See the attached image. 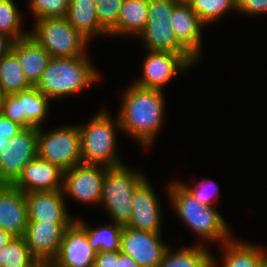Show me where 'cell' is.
<instances>
[{
    "label": "cell",
    "instance_id": "obj_6",
    "mask_svg": "<svg viewBox=\"0 0 267 267\" xmlns=\"http://www.w3.org/2000/svg\"><path fill=\"white\" fill-rule=\"evenodd\" d=\"M34 29L29 31L53 58L87 56L89 42L75 30L65 17L34 20ZM86 54V55H85Z\"/></svg>",
    "mask_w": 267,
    "mask_h": 267
},
{
    "label": "cell",
    "instance_id": "obj_19",
    "mask_svg": "<svg viewBox=\"0 0 267 267\" xmlns=\"http://www.w3.org/2000/svg\"><path fill=\"white\" fill-rule=\"evenodd\" d=\"M171 28L177 40L198 60L201 53L202 27L206 25L187 1L180 0L170 17Z\"/></svg>",
    "mask_w": 267,
    "mask_h": 267
},
{
    "label": "cell",
    "instance_id": "obj_32",
    "mask_svg": "<svg viewBox=\"0 0 267 267\" xmlns=\"http://www.w3.org/2000/svg\"><path fill=\"white\" fill-rule=\"evenodd\" d=\"M70 0H30L27 6L35 20L65 17Z\"/></svg>",
    "mask_w": 267,
    "mask_h": 267
},
{
    "label": "cell",
    "instance_id": "obj_22",
    "mask_svg": "<svg viewBox=\"0 0 267 267\" xmlns=\"http://www.w3.org/2000/svg\"><path fill=\"white\" fill-rule=\"evenodd\" d=\"M236 240L233 238L223 243L222 267H262L267 256L266 248L252 242Z\"/></svg>",
    "mask_w": 267,
    "mask_h": 267
},
{
    "label": "cell",
    "instance_id": "obj_23",
    "mask_svg": "<svg viewBox=\"0 0 267 267\" xmlns=\"http://www.w3.org/2000/svg\"><path fill=\"white\" fill-rule=\"evenodd\" d=\"M171 249H166L157 267H216L217 262H220L201 243L177 249L178 251Z\"/></svg>",
    "mask_w": 267,
    "mask_h": 267
},
{
    "label": "cell",
    "instance_id": "obj_20",
    "mask_svg": "<svg viewBox=\"0 0 267 267\" xmlns=\"http://www.w3.org/2000/svg\"><path fill=\"white\" fill-rule=\"evenodd\" d=\"M11 52L22 66L26 79L34 87L52 57L30 35L14 41Z\"/></svg>",
    "mask_w": 267,
    "mask_h": 267
},
{
    "label": "cell",
    "instance_id": "obj_14",
    "mask_svg": "<svg viewBox=\"0 0 267 267\" xmlns=\"http://www.w3.org/2000/svg\"><path fill=\"white\" fill-rule=\"evenodd\" d=\"M71 224L29 221L23 238L38 261H53Z\"/></svg>",
    "mask_w": 267,
    "mask_h": 267
},
{
    "label": "cell",
    "instance_id": "obj_42",
    "mask_svg": "<svg viewBox=\"0 0 267 267\" xmlns=\"http://www.w3.org/2000/svg\"><path fill=\"white\" fill-rule=\"evenodd\" d=\"M5 94L3 93V91L0 89V112H1V109H2V105H3V102H4V99H5Z\"/></svg>",
    "mask_w": 267,
    "mask_h": 267
},
{
    "label": "cell",
    "instance_id": "obj_2",
    "mask_svg": "<svg viewBox=\"0 0 267 267\" xmlns=\"http://www.w3.org/2000/svg\"><path fill=\"white\" fill-rule=\"evenodd\" d=\"M88 56L51 58L34 86L49 99L80 93L98 82L100 74Z\"/></svg>",
    "mask_w": 267,
    "mask_h": 267
},
{
    "label": "cell",
    "instance_id": "obj_28",
    "mask_svg": "<svg viewBox=\"0 0 267 267\" xmlns=\"http://www.w3.org/2000/svg\"><path fill=\"white\" fill-rule=\"evenodd\" d=\"M37 261L23 237H13L0 250V267H32Z\"/></svg>",
    "mask_w": 267,
    "mask_h": 267
},
{
    "label": "cell",
    "instance_id": "obj_44",
    "mask_svg": "<svg viewBox=\"0 0 267 267\" xmlns=\"http://www.w3.org/2000/svg\"><path fill=\"white\" fill-rule=\"evenodd\" d=\"M262 267H267V256H266V258H265V260H264V262L262 264Z\"/></svg>",
    "mask_w": 267,
    "mask_h": 267
},
{
    "label": "cell",
    "instance_id": "obj_36",
    "mask_svg": "<svg viewBox=\"0 0 267 267\" xmlns=\"http://www.w3.org/2000/svg\"><path fill=\"white\" fill-rule=\"evenodd\" d=\"M24 127L0 113V144H7L9 139L16 136Z\"/></svg>",
    "mask_w": 267,
    "mask_h": 267
},
{
    "label": "cell",
    "instance_id": "obj_31",
    "mask_svg": "<svg viewBox=\"0 0 267 267\" xmlns=\"http://www.w3.org/2000/svg\"><path fill=\"white\" fill-rule=\"evenodd\" d=\"M123 0H95L100 27L108 36L118 35V18Z\"/></svg>",
    "mask_w": 267,
    "mask_h": 267
},
{
    "label": "cell",
    "instance_id": "obj_17",
    "mask_svg": "<svg viewBox=\"0 0 267 267\" xmlns=\"http://www.w3.org/2000/svg\"><path fill=\"white\" fill-rule=\"evenodd\" d=\"M65 196L62 190L26 193L28 220L44 223H73L76 218L69 214Z\"/></svg>",
    "mask_w": 267,
    "mask_h": 267
},
{
    "label": "cell",
    "instance_id": "obj_40",
    "mask_svg": "<svg viewBox=\"0 0 267 267\" xmlns=\"http://www.w3.org/2000/svg\"><path fill=\"white\" fill-rule=\"evenodd\" d=\"M12 238L13 236L9 232L0 229V250L4 248Z\"/></svg>",
    "mask_w": 267,
    "mask_h": 267
},
{
    "label": "cell",
    "instance_id": "obj_33",
    "mask_svg": "<svg viewBox=\"0 0 267 267\" xmlns=\"http://www.w3.org/2000/svg\"><path fill=\"white\" fill-rule=\"evenodd\" d=\"M180 183L204 206H214V202L219 199L220 192L218 191V187H216V183L212 180H208L206 177L198 184L196 183L194 188L183 182Z\"/></svg>",
    "mask_w": 267,
    "mask_h": 267
},
{
    "label": "cell",
    "instance_id": "obj_10",
    "mask_svg": "<svg viewBox=\"0 0 267 267\" xmlns=\"http://www.w3.org/2000/svg\"><path fill=\"white\" fill-rule=\"evenodd\" d=\"M38 128L21 130L9 139L0 157V184H12L23 168L38 156Z\"/></svg>",
    "mask_w": 267,
    "mask_h": 267
},
{
    "label": "cell",
    "instance_id": "obj_43",
    "mask_svg": "<svg viewBox=\"0 0 267 267\" xmlns=\"http://www.w3.org/2000/svg\"><path fill=\"white\" fill-rule=\"evenodd\" d=\"M6 144H0V157L2 155V150H4Z\"/></svg>",
    "mask_w": 267,
    "mask_h": 267
},
{
    "label": "cell",
    "instance_id": "obj_21",
    "mask_svg": "<svg viewBox=\"0 0 267 267\" xmlns=\"http://www.w3.org/2000/svg\"><path fill=\"white\" fill-rule=\"evenodd\" d=\"M65 18L88 41L97 35H108L98 22L95 0H70Z\"/></svg>",
    "mask_w": 267,
    "mask_h": 267
},
{
    "label": "cell",
    "instance_id": "obj_24",
    "mask_svg": "<svg viewBox=\"0 0 267 267\" xmlns=\"http://www.w3.org/2000/svg\"><path fill=\"white\" fill-rule=\"evenodd\" d=\"M149 0H123L118 18V35H137L143 32L148 20Z\"/></svg>",
    "mask_w": 267,
    "mask_h": 267
},
{
    "label": "cell",
    "instance_id": "obj_3",
    "mask_svg": "<svg viewBox=\"0 0 267 267\" xmlns=\"http://www.w3.org/2000/svg\"><path fill=\"white\" fill-rule=\"evenodd\" d=\"M169 199L181 221H184L200 239L221 244L232 240L225 219L214 208L202 205L185 187L175 181L168 187Z\"/></svg>",
    "mask_w": 267,
    "mask_h": 267
},
{
    "label": "cell",
    "instance_id": "obj_4",
    "mask_svg": "<svg viewBox=\"0 0 267 267\" xmlns=\"http://www.w3.org/2000/svg\"><path fill=\"white\" fill-rule=\"evenodd\" d=\"M97 113L86 125H78L82 163L121 166L124 162L116 152V133L121 129L119 119L117 117L114 121L105 109Z\"/></svg>",
    "mask_w": 267,
    "mask_h": 267
},
{
    "label": "cell",
    "instance_id": "obj_30",
    "mask_svg": "<svg viewBox=\"0 0 267 267\" xmlns=\"http://www.w3.org/2000/svg\"><path fill=\"white\" fill-rule=\"evenodd\" d=\"M13 0H0V32L12 37L15 41L29 35L22 31V14Z\"/></svg>",
    "mask_w": 267,
    "mask_h": 267
},
{
    "label": "cell",
    "instance_id": "obj_7",
    "mask_svg": "<svg viewBox=\"0 0 267 267\" xmlns=\"http://www.w3.org/2000/svg\"><path fill=\"white\" fill-rule=\"evenodd\" d=\"M38 128V156L68 171L82 163L80 152V131L78 125L62 126L44 132Z\"/></svg>",
    "mask_w": 267,
    "mask_h": 267
},
{
    "label": "cell",
    "instance_id": "obj_16",
    "mask_svg": "<svg viewBox=\"0 0 267 267\" xmlns=\"http://www.w3.org/2000/svg\"><path fill=\"white\" fill-rule=\"evenodd\" d=\"M63 174L64 171L58 166L37 156L23 168L12 185L25 194L62 190Z\"/></svg>",
    "mask_w": 267,
    "mask_h": 267
},
{
    "label": "cell",
    "instance_id": "obj_8",
    "mask_svg": "<svg viewBox=\"0 0 267 267\" xmlns=\"http://www.w3.org/2000/svg\"><path fill=\"white\" fill-rule=\"evenodd\" d=\"M179 1L149 0L147 24L139 36L147 50L190 53L177 40L170 25L171 13Z\"/></svg>",
    "mask_w": 267,
    "mask_h": 267
},
{
    "label": "cell",
    "instance_id": "obj_12",
    "mask_svg": "<svg viewBox=\"0 0 267 267\" xmlns=\"http://www.w3.org/2000/svg\"><path fill=\"white\" fill-rule=\"evenodd\" d=\"M161 233L123 227L120 251L132 257L140 267H157L169 247L161 240Z\"/></svg>",
    "mask_w": 267,
    "mask_h": 267
},
{
    "label": "cell",
    "instance_id": "obj_27",
    "mask_svg": "<svg viewBox=\"0 0 267 267\" xmlns=\"http://www.w3.org/2000/svg\"><path fill=\"white\" fill-rule=\"evenodd\" d=\"M77 221L86 229L90 245L97 252L120 251L122 225L112 222V225L92 229L84 221Z\"/></svg>",
    "mask_w": 267,
    "mask_h": 267
},
{
    "label": "cell",
    "instance_id": "obj_1",
    "mask_svg": "<svg viewBox=\"0 0 267 267\" xmlns=\"http://www.w3.org/2000/svg\"><path fill=\"white\" fill-rule=\"evenodd\" d=\"M162 90L144 88L132 83L122 94L118 119L121 131L128 133L145 148L154 142L165 118Z\"/></svg>",
    "mask_w": 267,
    "mask_h": 267
},
{
    "label": "cell",
    "instance_id": "obj_29",
    "mask_svg": "<svg viewBox=\"0 0 267 267\" xmlns=\"http://www.w3.org/2000/svg\"><path fill=\"white\" fill-rule=\"evenodd\" d=\"M192 10L207 26L217 21L230 10L236 11V0H186ZM219 18V19H218Z\"/></svg>",
    "mask_w": 267,
    "mask_h": 267
},
{
    "label": "cell",
    "instance_id": "obj_15",
    "mask_svg": "<svg viewBox=\"0 0 267 267\" xmlns=\"http://www.w3.org/2000/svg\"><path fill=\"white\" fill-rule=\"evenodd\" d=\"M159 197L156 196L148 179L145 178L136 188L132 199V213L127 227L162 233V212Z\"/></svg>",
    "mask_w": 267,
    "mask_h": 267
},
{
    "label": "cell",
    "instance_id": "obj_5",
    "mask_svg": "<svg viewBox=\"0 0 267 267\" xmlns=\"http://www.w3.org/2000/svg\"><path fill=\"white\" fill-rule=\"evenodd\" d=\"M121 166L109 167L105 172L101 202L112 222L122 225L129 223L132 213V199L138 185L146 178L141 171Z\"/></svg>",
    "mask_w": 267,
    "mask_h": 267
},
{
    "label": "cell",
    "instance_id": "obj_41",
    "mask_svg": "<svg viewBox=\"0 0 267 267\" xmlns=\"http://www.w3.org/2000/svg\"><path fill=\"white\" fill-rule=\"evenodd\" d=\"M32 267H55L52 261H37Z\"/></svg>",
    "mask_w": 267,
    "mask_h": 267
},
{
    "label": "cell",
    "instance_id": "obj_34",
    "mask_svg": "<svg viewBox=\"0 0 267 267\" xmlns=\"http://www.w3.org/2000/svg\"><path fill=\"white\" fill-rule=\"evenodd\" d=\"M0 113L26 128V118L24 112H22L21 101L15 94L5 96Z\"/></svg>",
    "mask_w": 267,
    "mask_h": 267
},
{
    "label": "cell",
    "instance_id": "obj_25",
    "mask_svg": "<svg viewBox=\"0 0 267 267\" xmlns=\"http://www.w3.org/2000/svg\"><path fill=\"white\" fill-rule=\"evenodd\" d=\"M32 87L12 52L0 60V89L5 95H14Z\"/></svg>",
    "mask_w": 267,
    "mask_h": 267
},
{
    "label": "cell",
    "instance_id": "obj_13",
    "mask_svg": "<svg viewBox=\"0 0 267 267\" xmlns=\"http://www.w3.org/2000/svg\"><path fill=\"white\" fill-rule=\"evenodd\" d=\"M97 253L90 245L86 229L76 219L66 229L52 262L55 267H93Z\"/></svg>",
    "mask_w": 267,
    "mask_h": 267
},
{
    "label": "cell",
    "instance_id": "obj_35",
    "mask_svg": "<svg viewBox=\"0 0 267 267\" xmlns=\"http://www.w3.org/2000/svg\"><path fill=\"white\" fill-rule=\"evenodd\" d=\"M236 11L251 16L262 15L267 13V0H236Z\"/></svg>",
    "mask_w": 267,
    "mask_h": 267
},
{
    "label": "cell",
    "instance_id": "obj_11",
    "mask_svg": "<svg viewBox=\"0 0 267 267\" xmlns=\"http://www.w3.org/2000/svg\"><path fill=\"white\" fill-rule=\"evenodd\" d=\"M109 167L93 164H78L63 174V194L84 204H99L105 172Z\"/></svg>",
    "mask_w": 267,
    "mask_h": 267
},
{
    "label": "cell",
    "instance_id": "obj_37",
    "mask_svg": "<svg viewBox=\"0 0 267 267\" xmlns=\"http://www.w3.org/2000/svg\"><path fill=\"white\" fill-rule=\"evenodd\" d=\"M119 251L98 252L93 267H118Z\"/></svg>",
    "mask_w": 267,
    "mask_h": 267
},
{
    "label": "cell",
    "instance_id": "obj_26",
    "mask_svg": "<svg viewBox=\"0 0 267 267\" xmlns=\"http://www.w3.org/2000/svg\"><path fill=\"white\" fill-rule=\"evenodd\" d=\"M15 95L21 101L22 112L26 118V128H40L47 116L50 99L35 87Z\"/></svg>",
    "mask_w": 267,
    "mask_h": 267
},
{
    "label": "cell",
    "instance_id": "obj_18",
    "mask_svg": "<svg viewBox=\"0 0 267 267\" xmlns=\"http://www.w3.org/2000/svg\"><path fill=\"white\" fill-rule=\"evenodd\" d=\"M28 222L25 193L12 184H0V229L23 237Z\"/></svg>",
    "mask_w": 267,
    "mask_h": 267
},
{
    "label": "cell",
    "instance_id": "obj_39",
    "mask_svg": "<svg viewBox=\"0 0 267 267\" xmlns=\"http://www.w3.org/2000/svg\"><path fill=\"white\" fill-rule=\"evenodd\" d=\"M118 267H140V266L132 257L119 251Z\"/></svg>",
    "mask_w": 267,
    "mask_h": 267
},
{
    "label": "cell",
    "instance_id": "obj_38",
    "mask_svg": "<svg viewBox=\"0 0 267 267\" xmlns=\"http://www.w3.org/2000/svg\"><path fill=\"white\" fill-rule=\"evenodd\" d=\"M14 41L12 37L0 32V60L11 52Z\"/></svg>",
    "mask_w": 267,
    "mask_h": 267
},
{
    "label": "cell",
    "instance_id": "obj_9",
    "mask_svg": "<svg viewBox=\"0 0 267 267\" xmlns=\"http://www.w3.org/2000/svg\"><path fill=\"white\" fill-rule=\"evenodd\" d=\"M196 61L191 53L149 50L143 64V74L134 83L144 88L163 91L164 85L174 79L177 73L185 72Z\"/></svg>",
    "mask_w": 267,
    "mask_h": 267
}]
</instances>
